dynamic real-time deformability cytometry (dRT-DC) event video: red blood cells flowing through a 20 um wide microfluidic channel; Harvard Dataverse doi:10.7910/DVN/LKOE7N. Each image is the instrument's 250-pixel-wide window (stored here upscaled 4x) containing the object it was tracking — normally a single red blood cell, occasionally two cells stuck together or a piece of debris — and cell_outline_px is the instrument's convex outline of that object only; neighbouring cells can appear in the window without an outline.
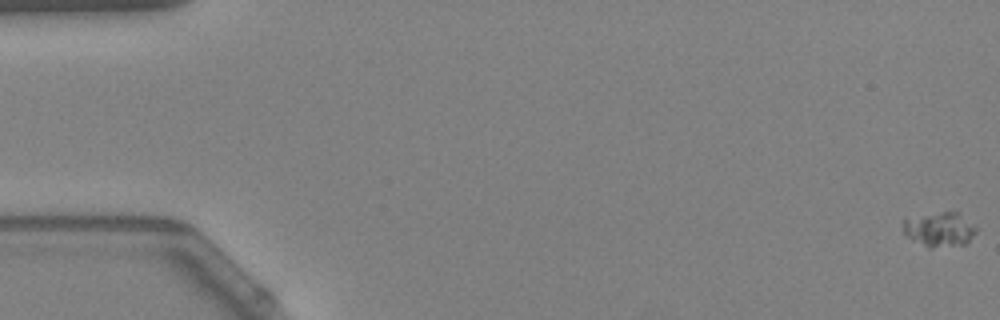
{"species": "Egyptian fruit bat (a non-hibernating species)", "species_latin": "Rousettus aegyptiacus", "temperature_condition": "warm", "stored_images_in_passage": 47, "camera_frame_rate_fps": 3000, "um_per_image_px": 0.085, "animal": {"sex": "female"}, "frame": {"image": 1, "passage_image": 1, "time_ms": 0.0, "image_size_px": [1000, 320], "cell_outline_px": [[976, 232], [964, 244], [932, 248], [928, 248], [912, 240], [904, 232], [904, 220], [944, 212], [956, 212], [976, 224]], "centroid_in_image_um": [79.9, 19.53], "position_along_channel_um": 5.1, "area_um2": 14.22}}
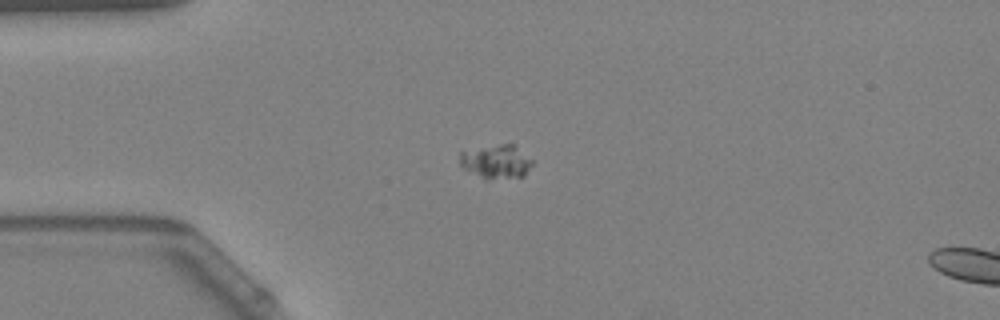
{"frame": {"image": 2, "passage_image": 16, "time_ms": 5.0, "image_size_px": [1000, 320], "cell_outline_px": [[532, 164], [524, 176], [488, 180], [484, 180], [468, 172], [460, 164], [460, 152], [500, 144], [516, 144], [532, 160]], "centroid_in_image_um": [42.18, 13.76], "position_along_channel_um": 42.8, "area_um2": 14.39}}
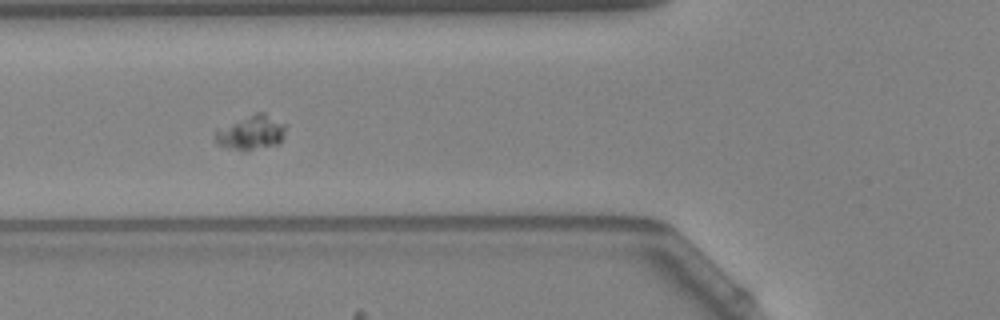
{"frame": {"image": 3, "passage_image": 23, "time_ms": 7.333, "image_size_px": [1000, 320], "cell_outline_px": [[288, 124], [280, 144], [244, 152], [228, 148], [216, 144], [216, 128], [256, 112], [264, 112]], "centroid_in_image_um": [21.38, 11.27], "position_along_channel_um": 104.4, "area_um2": 14.62}}